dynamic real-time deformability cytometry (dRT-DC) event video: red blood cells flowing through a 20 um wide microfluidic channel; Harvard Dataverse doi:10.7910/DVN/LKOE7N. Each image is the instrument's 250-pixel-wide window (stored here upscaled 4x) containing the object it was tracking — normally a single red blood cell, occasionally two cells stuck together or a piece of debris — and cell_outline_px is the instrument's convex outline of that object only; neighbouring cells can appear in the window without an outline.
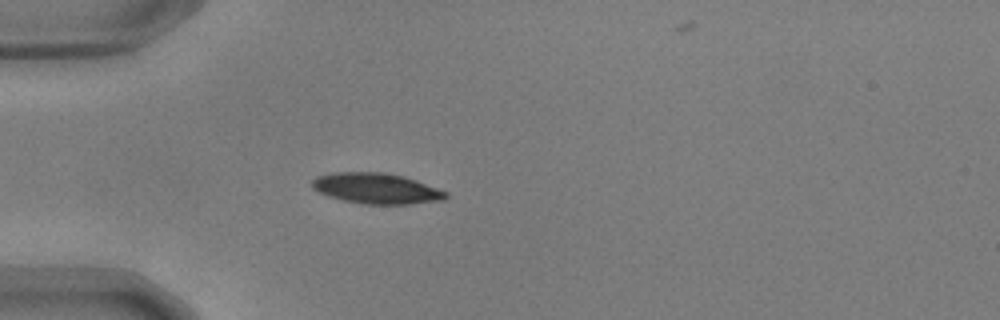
{"species": "common noctule bat (a hibernating species)", "species_latin": "Nyctalus noctula", "temperature_condition": "warm", "stored_images_in_passage": 56, "camera_frame_rate_fps": 3000, "um_per_image_px": 0.085, "animal": {"sex": "male", "body_mass_g": 17.9, "forearm_length_mm": 54.2}, "frame": {"image": 1, "passage_image": 16, "time_ms": 5.0, "image_size_px": [1000, 320], "cell_outline_px": [[448, 196], [444, 200], [408, 204], [364, 204], [344, 200], [328, 196], [312, 188], [312, 180], [316, 176], [336, 172], [384, 172], [404, 176], [416, 180], [448, 192]], "centroid_in_image_um": [32.0, 16.01], "position_along_channel_um": 53.0, "area_um2": 23.87}}
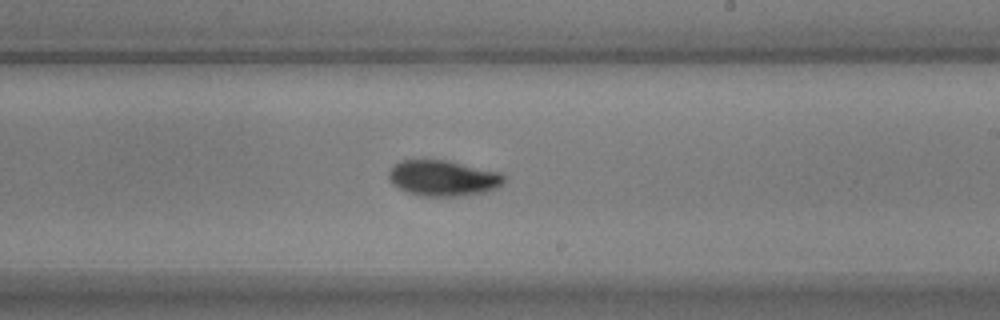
{"frame": {"image": 2, "passage_image": 33, "time_ms": 10.667, "image_size_px": [1000, 320], "cell_outline_px": [[508, 176], [504, 184], [488, 192], [460, 196], [420, 196], [408, 192], [392, 184], [388, 176], [388, 172], [400, 160], [448, 160], [500, 172]], "centroid_in_image_um": [37.73, 15.14], "position_along_channel_um": 251.3, "area_um2": 24.28}}
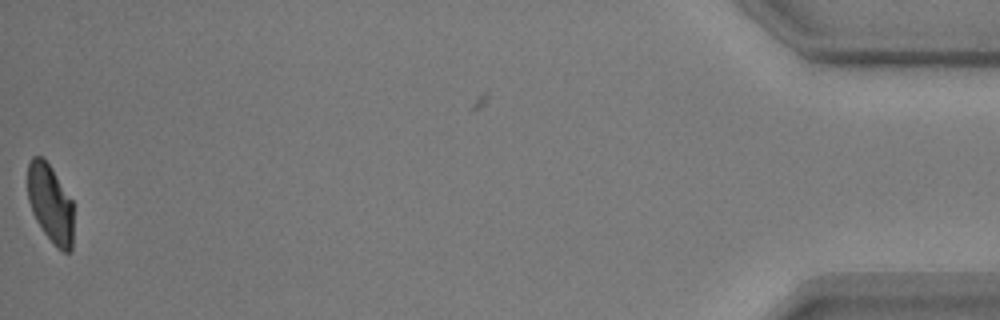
{"frame": {"image": 3, "passage_image": 55, "time_ms": 18.0, "image_size_px": [1000, 320], "cell_outline_px": [[72, 248], [68, 252], [64, 252], [56, 248], [44, 232], [36, 220], [32, 212], [28, 200], [28, 164], [32, 156], [40, 156], [52, 168], [72, 200]], "centroid_in_image_um": [4.27, 17.31], "position_along_channel_um": 430.9, "area_um2": 20.75}, "authors_computed_cell_mechanics": {"area_um2": 22.7443, "velocity_mm_per_s": 3.6857, "shape_relaxation_time_tau1_ms": 3.6653, "shape_relaxation_time_tau2_ms": 1.4425, "deformation_change_tau1": 0.1502, "deformation_change_tau2": 0.0474}}